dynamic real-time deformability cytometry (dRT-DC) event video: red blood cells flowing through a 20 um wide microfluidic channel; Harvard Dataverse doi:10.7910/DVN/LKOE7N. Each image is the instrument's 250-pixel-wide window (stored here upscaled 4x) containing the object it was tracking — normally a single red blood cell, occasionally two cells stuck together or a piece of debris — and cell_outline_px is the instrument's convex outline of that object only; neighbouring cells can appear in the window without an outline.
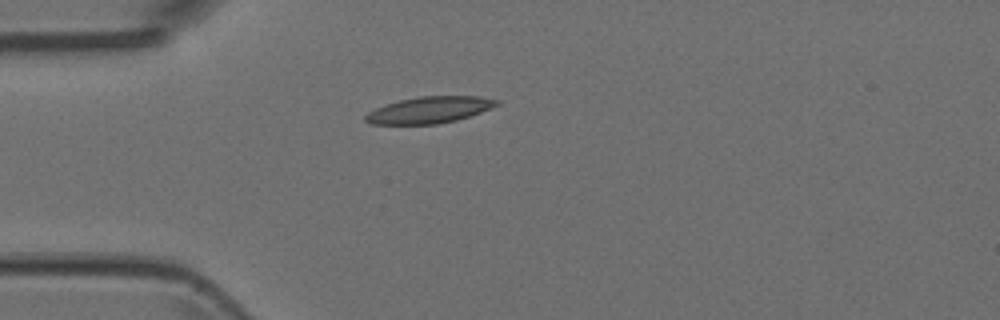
{"species": "Egyptian fruit bat (a non-hibernating species)", "species_latin": "Rousettus aegyptiacus", "temperature_condition": "room temperature", "stored_images_in_passage": 6, "camera_frame_rate_fps": 3000, "um_per_image_px": 0.085, "animal": {"sex": "female"}, "frame": {"image": 1, "passage_image": 6, "time_ms": 1.667, "image_size_px": [1000, 320], "cell_outline_px": [[500, 104], [480, 112], [456, 120], [436, 124], [372, 124], [364, 120], [364, 116], [368, 112], [376, 108], [400, 100], [420, 96], [480, 96], [500, 100]], "centroid_in_image_um": [36.51, 9.34], "position_along_channel_um": 48.5, "area_um2": 20.11}}